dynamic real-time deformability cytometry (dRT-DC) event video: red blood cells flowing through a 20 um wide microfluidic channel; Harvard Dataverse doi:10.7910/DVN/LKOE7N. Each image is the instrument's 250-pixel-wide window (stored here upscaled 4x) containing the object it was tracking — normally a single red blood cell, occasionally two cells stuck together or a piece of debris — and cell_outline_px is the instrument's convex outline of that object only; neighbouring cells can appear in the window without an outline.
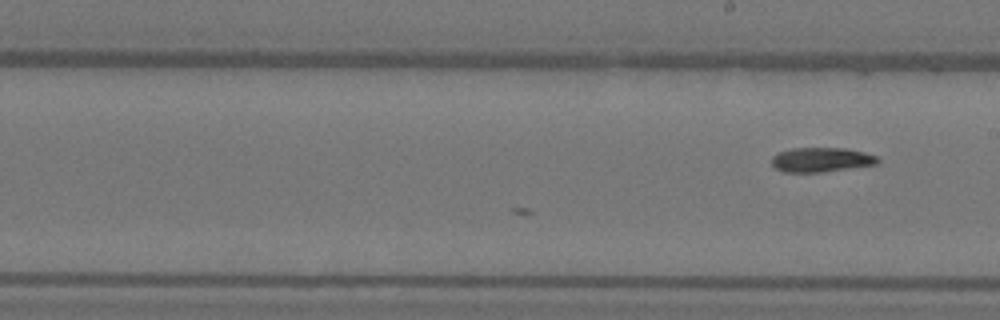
{"species": "Egyptian fruit bat (a non-hibernating species)", "species_latin": "Rousettus aegyptiacus", "temperature_condition": "warm", "stored_images_in_passage": 28, "segment_of_instrument_passage": [2, 2], "camera_frame_rate_fps": 3000, "um_per_image_px": 0.085, "animal": {"sex": "female"}, "frame": {"image": 1, "passage_image": 28, "time_ms": 9.0, "image_size_px": [1000, 320], "cell_outline_px": [[880, 160], [876, 164], [820, 172], [784, 172], [776, 168], [772, 164], [772, 156], [780, 152], [792, 148], [844, 148], [864, 152], [876, 156]], "centroid_in_image_um": [69.79, 13.57], "position_along_channel_um": 219.2, "area_um2": 14.91}}